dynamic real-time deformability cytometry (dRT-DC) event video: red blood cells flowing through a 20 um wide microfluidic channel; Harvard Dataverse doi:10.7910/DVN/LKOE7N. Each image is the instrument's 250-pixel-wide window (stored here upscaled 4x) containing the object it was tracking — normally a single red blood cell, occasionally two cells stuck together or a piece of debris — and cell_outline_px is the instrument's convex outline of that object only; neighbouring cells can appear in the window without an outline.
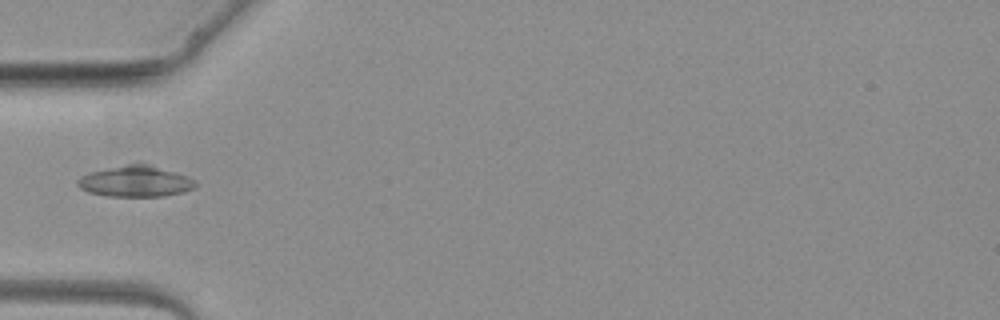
{"species": "common noctule bat (a hibernating species)", "species_latin": "Nyctalus noctula", "temperature_condition": "warm", "stored_images_in_passage": 3, "camera_frame_rate_fps": 3000, "um_per_image_px": 0.085, "animal": {"sex": "female", "body_mass_g": 19.3, "forearm_length_mm": 54.1}, "frame": {"image": 1, "passage_image": 3, "time_ms": 3.333, "image_size_px": [1000, 320], "cell_outline_px": [[196, 184], [192, 188], [184, 192], [164, 196], [108, 196], [88, 192], [80, 188], [76, 184], [76, 180], [80, 176], [88, 172], [140, 160], [188, 176], [196, 180]], "centroid_in_image_um": [11.5, 15.37], "position_along_channel_um": 73.5, "area_um2": 21.96}}